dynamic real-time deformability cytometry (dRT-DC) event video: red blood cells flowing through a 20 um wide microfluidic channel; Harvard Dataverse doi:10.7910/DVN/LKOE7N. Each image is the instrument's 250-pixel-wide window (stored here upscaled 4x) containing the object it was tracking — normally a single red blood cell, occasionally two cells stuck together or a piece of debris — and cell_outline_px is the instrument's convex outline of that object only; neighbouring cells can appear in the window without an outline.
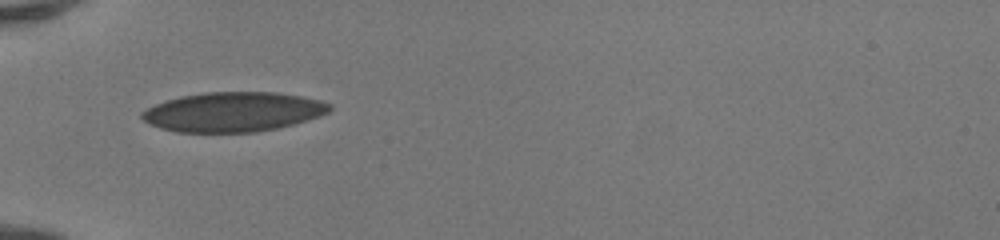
{"species": "human", "species_latin": "Homo sapiens", "temperature_condition": "room temperature", "stored_images_in_passage": 34, "camera_frame_rate_fps": 3000, "um_per_image_px": 0.085, "donor": {"sex": "female"}, "frame": {"image": 1, "passage_image": 1, "time_ms": 0.0, "image_size_px": [1000, 240], "cell_outline_px": [[332, 108], [328, 112], [320, 116], [280, 128], [256, 132], [176, 132], [160, 128], [148, 124], [140, 116], [140, 112], [156, 104], [180, 96], [204, 92], [276, 92], [300, 96], [320, 100], [332, 104]], "centroid_in_image_um": [19.82, 9.51], "position_along_channel_um": 65.2, "area_um2": 43.47}}
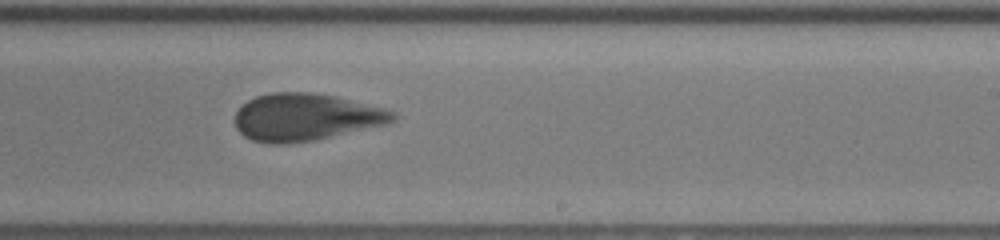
{"frame": {"image": 2, "passage_image": 16, "time_ms": 5.0, "image_size_px": [1000, 240], "cell_outline_px": [[396, 120], [388, 124], [312, 140], [288, 144], [268, 144], [252, 140], [244, 136], [236, 128], [236, 112], [248, 100], [256, 96], [272, 92], [308, 92], [336, 96], [384, 108], [396, 112]], "centroid_in_image_um": [25.99, 9.96], "position_along_channel_um": 263.0, "area_um2": 43.41}}
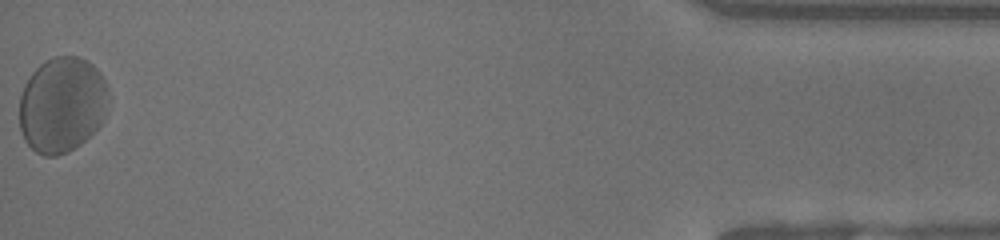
{"frame": {"image": 3, "passage_image": 34, "time_ms": 11.0, "image_size_px": [1000, 240], "cell_outline_px": [[112, 96], [104, 120], [80, 144], [68, 152], [56, 156], [44, 156], [36, 152], [24, 140], [20, 128], [20, 96], [24, 84], [32, 72], [40, 64], [56, 56], [76, 56], [92, 64], [100, 72]], "centroid_in_image_um": [5.3, 8.9], "position_along_channel_um": 429.9, "area_um2": 50.05}, "authors_computed_cell_mechanics": {"area_um2": 43.7546, "velocity_mm_per_s": 4.0754, "shape_relaxation_time_tau1_ms": 3.4752, "shape_relaxation_time_tau2_ms": null, "deformation_change_tau1": 0.1203, "deformation_change_tau2": null}}